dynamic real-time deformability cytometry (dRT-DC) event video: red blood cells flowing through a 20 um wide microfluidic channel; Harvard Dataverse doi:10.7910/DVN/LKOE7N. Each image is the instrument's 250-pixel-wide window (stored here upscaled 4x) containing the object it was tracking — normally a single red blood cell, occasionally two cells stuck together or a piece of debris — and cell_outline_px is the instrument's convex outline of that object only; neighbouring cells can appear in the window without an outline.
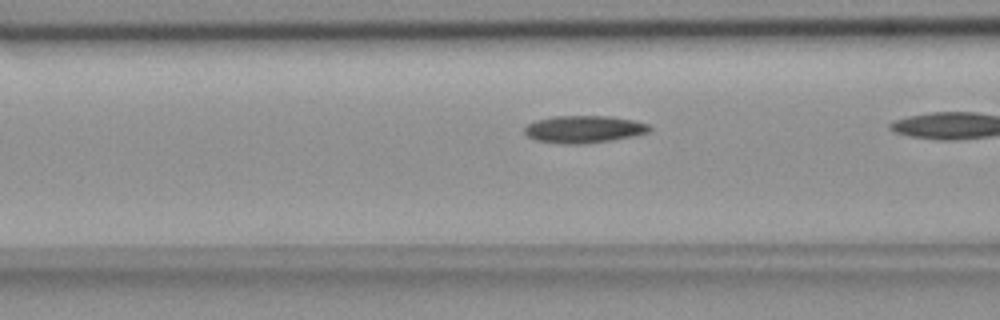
{"species": "common noctule bat (a hibernating species)", "species_latin": "Nyctalus noctula", "temperature_condition": "room temperature", "stored_images_in_passage": 25, "camera_frame_rate_fps": 3000, "um_per_image_px": 0.085, "animal": {"sex": "female", "body_mass_g": 18.4}, "frame": {"image": 1, "passage_image": 11, "time_ms": 3.333, "image_size_px": [1000, 320], "cell_outline_px": [[652, 128], [648, 132], [612, 140], [584, 144], [560, 144], [536, 140], [528, 136], [524, 132], [524, 128], [528, 124], [536, 120], [552, 116], [612, 116], [632, 120], [648, 124]], "centroid_in_image_um": [49.6, 10.98], "position_along_channel_um": 117.0, "area_um2": 19.88}}